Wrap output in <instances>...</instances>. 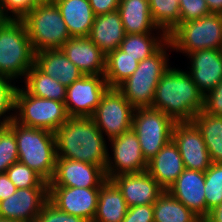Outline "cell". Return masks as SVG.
Segmentation results:
<instances>
[{"label":"cell","mask_w":222,"mask_h":222,"mask_svg":"<svg viewBox=\"0 0 222 222\" xmlns=\"http://www.w3.org/2000/svg\"><path fill=\"white\" fill-rule=\"evenodd\" d=\"M57 158L106 167L108 146L91 117H69L55 132Z\"/></svg>","instance_id":"cell-1"},{"label":"cell","mask_w":222,"mask_h":222,"mask_svg":"<svg viewBox=\"0 0 222 222\" xmlns=\"http://www.w3.org/2000/svg\"><path fill=\"white\" fill-rule=\"evenodd\" d=\"M203 97L186 69L171 66L156 86L152 108L176 122L192 121L203 110Z\"/></svg>","instance_id":"cell-2"},{"label":"cell","mask_w":222,"mask_h":222,"mask_svg":"<svg viewBox=\"0 0 222 222\" xmlns=\"http://www.w3.org/2000/svg\"><path fill=\"white\" fill-rule=\"evenodd\" d=\"M8 127L15 133L18 162L27 165L49 183L55 174L57 159L54 133L24 126L15 120Z\"/></svg>","instance_id":"cell-3"},{"label":"cell","mask_w":222,"mask_h":222,"mask_svg":"<svg viewBox=\"0 0 222 222\" xmlns=\"http://www.w3.org/2000/svg\"><path fill=\"white\" fill-rule=\"evenodd\" d=\"M170 50L173 48L167 40L154 54L140 61L134 73L116 87L135 108H152L156 86L171 67Z\"/></svg>","instance_id":"cell-4"},{"label":"cell","mask_w":222,"mask_h":222,"mask_svg":"<svg viewBox=\"0 0 222 222\" xmlns=\"http://www.w3.org/2000/svg\"><path fill=\"white\" fill-rule=\"evenodd\" d=\"M34 61L35 51L25 23L8 19L0 27V75L22 82Z\"/></svg>","instance_id":"cell-5"},{"label":"cell","mask_w":222,"mask_h":222,"mask_svg":"<svg viewBox=\"0 0 222 222\" xmlns=\"http://www.w3.org/2000/svg\"><path fill=\"white\" fill-rule=\"evenodd\" d=\"M173 51L184 56L204 49H222V15L210 13L180 24L168 34Z\"/></svg>","instance_id":"cell-6"},{"label":"cell","mask_w":222,"mask_h":222,"mask_svg":"<svg viewBox=\"0 0 222 222\" xmlns=\"http://www.w3.org/2000/svg\"><path fill=\"white\" fill-rule=\"evenodd\" d=\"M22 21L35 53L46 49H60L71 38L55 3L36 5Z\"/></svg>","instance_id":"cell-7"},{"label":"cell","mask_w":222,"mask_h":222,"mask_svg":"<svg viewBox=\"0 0 222 222\" xmlns=\"http://www.w3.org/2000/svg\"><path fill=\"white\" fill-rule=\"evenodd\" d=\"M68 118L64 102L33 96L18 86L14 120L19 124L54 133Z\"/></svg>","instance_id":"cell-8"},{"label":"cell","mask_w":222,"mask_h":222,"mask_svg":"<svg viewBox=\"0 0 222 222\" xmlns=\"http://www.w3.org/2000/svg\"><path fill=\"white\" fill-rule=\"evenodd\" d=\"M176 121L162 111L153 108H136L132 130L140 142L142 154L148 162L172 140Z\"/></svg>","instance_id":"cell-9"},{"label":"cell","mask_w":222,"mask_h":222,"mask_svg":"<svg viewBox=\"0 0 222 222\" xmlns=\"http://www.w3.org/2000/svg\"><path fill=\"white\" fill-rule=\"evenodd\" d=\"M135 109L116 87H108L91 118L110 141L132 129Z\"/></svg>","instance_id":"cell-10"},{"label":"cell","mask_w":222,"mask_h":222,"mask_svg":"<svg viewBox=\"0 0 222 222\" xmlns=\"http://www.w3.org/2000/svg\"><path fill=\"white\" fill-rule=\"evenodd\" d=\"M109 142L112 155L108 152L105 167L107 180L120 174L140 173L147 170L148 162L142 154L140 142L132 129Z\"/></svg>","instance_id":"cell-11"},{"label":"cell","mask_w":222,"mask_h":222,"mask_svg":"<svg viewBox=\"0 0 222 222\" xmlns=\"http://www.w3.org/2000/svg\"><path fill=\"white\" fill-rule=\"evenodd\" d=\"M108 84L104 75H84L66 87L65 108L69 117H91Z\"/></svg>","instance_id":"cell-12"},{"label":"cell","mask_w":222,"mask_h":222,"mask_svg":"<svg viewBox=\"0 0 222 222\" xmlns=\"http://www.w3.org/2000/svg\"><path fill=\"white\" fill-rule=\"evenodd\" d=\"M107 181L105 167L73 159H56L49 187L100 188Z\"/></svg>","instance_id":"cell-13"},{"label":"cell","mask_w":222,"mask_h":222,"mask_svg":"<svg viewBox=\"0 0 222 222\" xmlns=\"http://www.w3.org/2000/svg\"><path fill=\"white\" fill-rule=\"evenodd\" d=\"M172 140L179 149L185 168L205 172L212 164L202 134L192 121L176 122Z\"/></svg>","instance_id":"cell-14"},{"label":"cell","mask_w":222,"mask_h":222,"mask_svg":"<svg viewBox=\"0 0 222 222\" xmlns=\"http://www.w3.org/2000/svg\"><path fill=\"white\" fill-rule=\"evenodd\" d=\"M49 187L20 188L0 201V218L18 222H34L48 201Z\"/></svg>","instance_id":"cell-15"},{"label":"cell","mask_w":222,"mask_h":222,"mask_svg":"<svg viewBox=\"0 0 222 222\" xmlns=\"http://www.w3.org/2000/svg\"><path fill=\"white\" fill-rule=\"evenodd\" d=\"M100 188L49 187L48 200L59 210L92 222Z\"/></svg>","instance_id":"cell-16"},{"label":"cell","mask_w":222,"mask_h":222,"mask_svg":"<svg viewBox=\"0 0 222 222\" xmlns=\"http://www.w3.org/2000/svg\"><path fill=\"white\" fill-rule=\"evenodd\" d=\"M186 57L191 64L187 72L203 95L222 81V49H204L191 52Z\"/></svg>","instance_id":"cell-17"},{"label":"cell","mask_w":222,"mask_h":222,"mask_svg":"<svg viewBox=\"0 0 222 222\" xmlns=\"http://www.w3.org/2000/svg\"><path fill=\"white\" fill-rule=\"evenodd\" d=\"M111 181L121 191L128 207L153 204L165 191L147 171L120 174Z\"/></svg>","instance_id":"cell-18"},{"label":"cell","mask_w":222,"mask_h":222,"mask_svg":"<svg viewBox=\"0 0 222 222\" xmlns=\"http://www.w3.org/2000/svg\"><path fill=\"white\" fill-rule=\"evenodd\" d=\"M205 172L187 169L168 188V192L203 219L206 216Z\"/></svg>","instance_id":"cell-19"},{"label":"cell","mask_w":222,"mask_h":222,"mask_svg":"<svg viewBox=\"0 0 222 222\" xmlns=\"http://www.w3.org/2000/svg\"><path fill=\"white\" fill-rule=\"evenodd\" d=\"M84 75H104L106 55L89 37H72L60 48Z\"/></svg>","instance_id":"cell-20"},{"label":"cell","mask_w":222,"mask_h":222,"mask_svg":"<svg viewBox=\"0 0 222 222\" xmlns=\"http://www.w3.org/2000/svg\"><path fill=\"white\" fill-rule=\"evenodd\" d=\"M184 170L185 166L179 149L171 140L148 161L146 171L164 190H168Z\"/></svg>","instance_id":"cell-21"},{"label":"cell","mask_w":222,"mask_h":222,"mask_svg":"<svg viewBox=\"0 0 222 222\" xmlns=\"http://www.w3.org/2000/svg\"><path fill=\"white\" fill-rule=\"evenodd\" d=\"M34 65L45 75L59 81L65 87L84 76L61 49H46L36 52Z\"/></svg>","instance_id":"cell-22"},{"label":"cell","mask_w":222,"mask_h":222,"mask_svg":"<svg viewBox=\"0 0 222 222\" xmlns=\"http://www.w3.org/2000/svg\"><path fill=\"white\" fill-rule=\"evenodd\" d=\"M125 35L120 13L115 10L95 16L89 38L107 56L119 48Z\"/></svg>","instance_id":"cell-23"},{"label":"cell","mask_w":222,"mask_h":222,"mask_svg":"<svg viewBox=\"0 0 222 222\" xmlns=\"http://www.w3.org/2000/svg\"><path fill=\"white\" fill-rule=\"evenodd\" d=\"M118 11L126 34L165 33L154 23L148 0H120Z\"/></svg>","instance_id":"cell-24"},{"label":"cell","mask_w":222,"mask_h":222,"mask_svg":"<svg viewBox=\"0 0 222 222\" xmlns=\"http://www.w3.org/2000/svg\"><path fill=\"white\" fill-rule=\"evenodd\" d=\"M70 37H89L95 14L89 0H55Z\"/></svg>","instance_id":"cell-25"},{"label":"cell","mask_w":222,"mask_h":222,"mask_svg":"<svg viewBox=\"0 0 222 222\" xmlns=\"http://www.w3.org/2000/svg\"><path fill=\"white\" fill-rule=\"evenodd\" d=\"M127 210L121 191L111 180H107L100 187L97 210L92 222H122Z\"/></svg>","instance_id":"cell-26"},{"label":"cell","mask_w":222,"mask_h":222,"mask_svg":"<svg viewBox=\"0 0 222 222\" xmlns=\"http://www.w3.org/2000/svg\"><path fill=\"white\" fill-rule=\"evenodd\" d=\"M192 122L202 134L212 163H222V116L200 111Z\"/></svg>","instance_id":"cell-27"},{"label":"cell","mask_w":222,"mask_h":222,"mask_svg":"<svg viewBox=\"0 0 222 222\" xmlns=\"http://www.w3.org/2000/svg\"><path fill=\"white\" fill-rule=\"evenodd\" d=\"M21 83H24L21 86L33 96L65 102L66 87L45 75L35 65L29 69Z\"/></svg>","instance_id":"cell-28"},{"label":"cell","mask_w":222,"mask_h":222,"mask_svg":"<svg viewBox=\"0 0 222 222\" xmlns=\"http://www.w3.org/2000/svg\"><path fill=\"white\" fill-rule=\"evenodd\" d=\"M154 222H201L202 219L167 190L153 203Z\"/></svg>","instance_id":"cell-29"},{"label":"cell","mask_w":222,"mask_h":222,"mask_svg":"<svg viewBox=\"0 0 222 222\" xmlns=\"http://www.w3.org/2000/svg\"><path fill=\"white\" fill-rule=\"evenodd\" d=\"M167 40L166 33L126 34L119 49L140 62L154 54Z\"/></svg>","instance_id":"cell-30"},{"label":"cell","mask_w":222,"mask_h":222,"mask_svg":"<svg viewBox=\"0 0 222 222\" xmlns=\"http://www.w3.org/2000/svg\"><path fill=\"white\" fill-rule=\"evenodd\" d=\"M139 62L117 48L106 56L105 80L108 87H117L130 77L137 69Z\"/></svg>","instance_id":"cell-31"},{"label":"cell","mask_w":222,"mask_h":222,"mask_svg":"<svg viewBox=\"0 0 222 222\" xmlns=\"http://www.w3.org/2000/svg\"><path fill=\"white\" fill-rule=\"evenodd\" d=\"M156 26L167 35L180 24L179 0H148Z\"/></svg>","instance_id":"cell-32"},{"label":"cell","mask_w":222,"mask_h":222,"mask_svg":"<svg viewBox=\"0 0 222 222\" xmlns=\"http://www.w3.org/2000/svg\"><path fill=\"white\" fill-rule=\"evenodd\" d=\"M15 85L16 81L0 75V127L8 126L14 120L15 95L19 86Z\"/></svg>","instance_id":"cell-33"},{"label":"cell","mask_w":222,"mask_h":222,"mask_svg":"<svg viewBox=\"0 0 222 222\" xmlns=\"http://www.w3.org/2000/svg\"><path fill=\"white\" fill-rule=\"evenodd\" d=\"M206 215L222 202V163H212L205 171Z\"/></svg>","instance_id":"cell-34"},{"label":"cell","mask_w":222,"mask_h":222,"mask_svg":"<svg viewBox=\"0 0 222 222\" xmlns=\"http://www.w3.org/2000/svg\"><path fill=\"white\" fill-rule=\"evenodd\" d=\"M5 173L17 189L49 187L48 182H46L38 173L20 162L13 163Z\"/></svg>","instance_id":"cell-35"},{"label":"cell","mask_w":222,"mask_h":222,"mask_svg":"<svg viewBox=\"0 0 222 222\" xmlns=\"http://www.w3.org/2000/svg\"><path fill=\"white\" fill-rule=\"evenodd\" d=\"M18 162V148L15 133L8 127H0V173Z\"/></svg>","instance_id":"cell-36"},{"label":"cell","mask_w":222,"mask_h":222,"mask_svg":"<svg viewBox=\"0 0 222 222\" xmlns=\"http://www.w3.org/2000/svg\"><path fill=\"white\" fill-rule=\"evenodd\" d=\"M37 222H89L88 220L70 215L59 210L49 200L44 204L36 219Z\"/></svg>","instance_id":"cell-37"},{"label":"cell","mask_w":222,"mask_h":222,"mask_svg":"<svg viewBox=\"0 0 222 222\" xmlns=\"http://www.w3.org/2000/svg\"><path fill=\"white\" fill-rule=\"evenodd\" d=\"M180 22H189L210 14L206 0H179Z\"/></svg>","instance_id":"cell-38"},{"label":"cell","mask_w":222,"mask_h":222,"mask_svg":"<svg viewBox=\"0 0 222 222\" xmlns=\"http://www.w3.org/2000/svg\"><path fill=\"white\" fill-rule=\"evenodd\" d=\"M35 6L34 0H0L4 15L13 20H22Z\"/></svg>","instance_id":"cell-39"},{"label":"cell","mask_w":222,"mask_h":222,"mask_svg":"<svg viewBox=\"0 0 222 222\" xmlns=\"http://www.w3.org/2000/svg\"><path fill=\"white\" fill-rule=\"evenodd\" d=\"M211 115L222 116V81L203 97V110Z\"/></svg>","instance_id":"cell-40"},{"label":"cell","mask_w":222,"mask_h":222,"mask_svg":"<svg viewBox=\"0 0 222 222\" xmlns=\"http://www.w3.org/2000/svg\"><path fill=\"white\" fill-rule=\"evenodd\" d=\"M122 222H154L153 204L128 207Z\"/></svg>","instance_id":"cell-41"},{"label":"cell","mask_w":222,"mask_h":222,"mask_svg":"<svg viewBox=\"0 0 222 222\" xmlns=\"http://www.w3.org/2000/svg\"><path fill=\"white\" fill-rule=\"evenodd\" d=\"M120 0H89L95 16L118 10Z\"/></svg>","instance_id":"cell-42"},{"label":"cell","mask_w":222,"mask_h":222,"mask_svg":"<svg viewBox=\"0 0 222 222\" xmlns=\"http://www.w3.org/2000/svg\"><path fill=\"white\" fill-rule=\"evenodd\" d=\"M16 190L17 187L8 178L6 173H0V201L13 195Z\"/></svg>","instance_id":"cell-43"},{"label":"cell","mask_w":222,"mask_h":222,"mask_svg":"<svg viewBox=\"0 0 222 222\" xmlns=\"http://www.w3.org/2000/svg\"><path fill=\"white\" fill-rule=\"evenodd\" d=\"M203 222H222V202L208 211Z\"/></svg>","instance_id":"cell-44"},{"label":"cell","mask_w":222,"mask_h":222,"mask_svg":"<svg viewBox=\"0 0 222 222\" xmlns=\"http://www.w3.org/2000/svg\"><path fill=\"white\" fill-rule=\"evenodd\" d=\"M210 13L222 15V0H206Z\"/></svg>","instance_id":"cell-45"},{"label":"cell","mask_w":222,"mask_h":222,"mask_svg":"<svg viewBox=\"0 0 222 222\" xmlns=\"http://www.w3.org/2000/svg\"><path fill=\"white\" fill-rule=\"evenodd\" d=\"M35 5L52 4L55 0H34Z\"/></svg>","instance_id":"cell-46"},{"label":"cell","mask_w":222,"mask_h":222,"mask_svg":"<svg viewBox=\"0 0 222 222\" xmlns=\"http://www.w3.org/2000/svg\"><path fill=\"white\" fill-rule=\"evenodd\" d=\"M8 20V18L4 15L2 8L0 7V27Z\"/></svg>","instance_id":"cell-47"},{"label":"cell","mask_w":222,"mask_h":222,"mask_svg":"<svg viewBox=\"0 0 222 222\" xmlns=\"http://www.w3.org/2000/svg\"><path fill=\"white\" fill-rule=\"evenodd\" d=\"M0 222H18V221H13V220H8V219L0 218Z\"/></svg>","instance_id":"cell-48"}]
</instances>
